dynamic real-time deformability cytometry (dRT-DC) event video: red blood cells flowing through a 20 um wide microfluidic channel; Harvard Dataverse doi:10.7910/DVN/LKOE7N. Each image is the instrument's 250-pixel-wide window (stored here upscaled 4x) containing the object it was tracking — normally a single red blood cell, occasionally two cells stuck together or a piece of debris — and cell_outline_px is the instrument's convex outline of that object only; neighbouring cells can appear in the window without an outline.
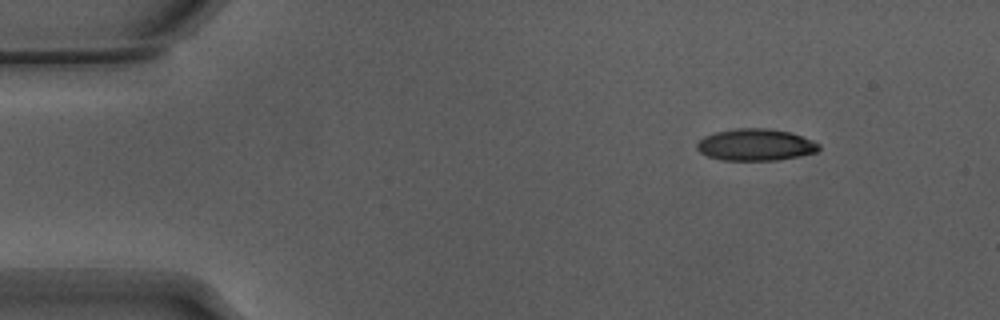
{"species": "Egyptian fruit bat (a non-hibernating species)", "species_latin": "Rousettus aegyptiacus", "temperature_condition": "warm", "stored_images_in_passage": 48, "camera_frame_rate_fps": 3000, "um_per_image_px": 0.085, "animal": {"sex": "male"}, "frame": {"image": 1, "passage_image": 1, "time_ms": 0.0, "image_size_px": [1000, 320], "cell_outline_px": [[820, 148], [816, 152], [776, 160], [724, 160], [708, 156], [700, 152], [696, 148], [696, 144], [704, 136], [716, 132], [736, 128], [768, 128], [792, 132], [812, 140], [820, 144]], "centroid_in_image_um": [64.22, 12.29], "position_along_channel_um": 20.8, "area_um2": 22.54}}
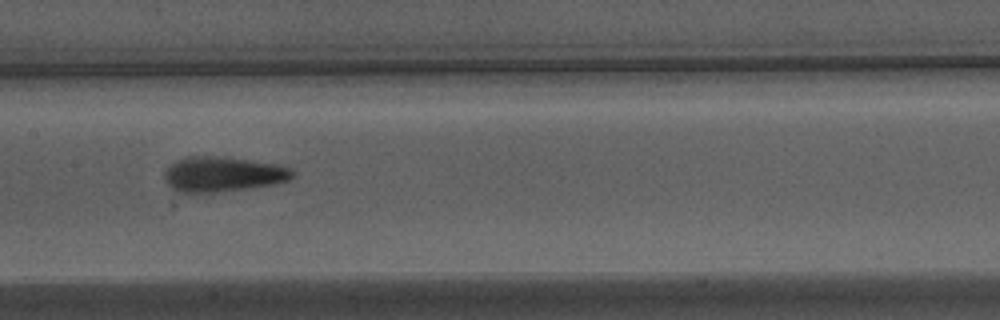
{"frame": {"image": 2, "passage_image": 21, "time_ms": 6.667, "image_size_px": [1000, 320], "cell_outline_px": [[292, 176], [288, 180], [272, 184], [244, 188], [212, 192], [180, 192], [172, 188], [168, 184], [164, 176], [164, 172], [176, 160], [188, 156], [212, 156], [248, 160], [276, 164], [288, 168], [292, 172]], "centroid_in_image_um": [18.88, 14.8], "position_along_channel_um": 188.5, "area_um2": 25.37}}
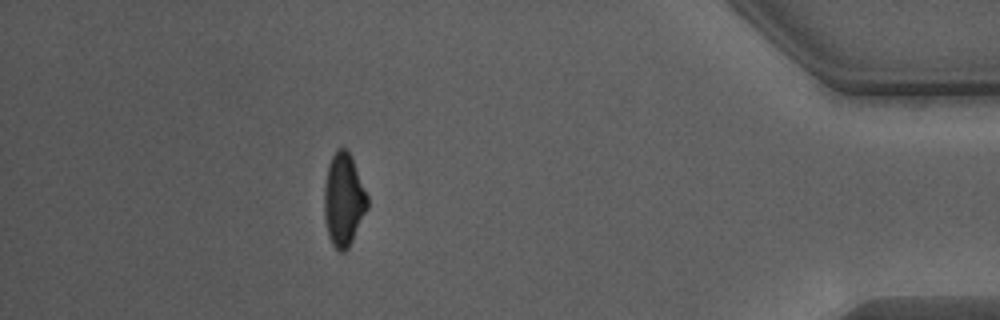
{"frame": {"image": 3, "passage_image": 42, "time_ms": 13.667, "image_size_px": [1000, 320], "cell_outline_px": [[368, 208], [348, 248], [344, 252], [340, 252], [332, 244], [328, 236], [324, 216], [324, 184], [328, 164], [336, 148], [344, 148], [352, 156], [368, 196]], "centroid_in_image_um": [29.2, 16.96], "position_along_channel_um": 406.0, "area_um2": 23.52}, "authors_computed_cell_mechanics": {"area_um2": 24.0448, "velocity_mm_per_s": 3.8538, "shape_relaxation_time_tau1_ms": 4.6227, "shape_relaxation_time_tau2_ms": 2.6713, "deformation_change_tau1": 0.1741, "deformation_change_tau2": 0.1255}}